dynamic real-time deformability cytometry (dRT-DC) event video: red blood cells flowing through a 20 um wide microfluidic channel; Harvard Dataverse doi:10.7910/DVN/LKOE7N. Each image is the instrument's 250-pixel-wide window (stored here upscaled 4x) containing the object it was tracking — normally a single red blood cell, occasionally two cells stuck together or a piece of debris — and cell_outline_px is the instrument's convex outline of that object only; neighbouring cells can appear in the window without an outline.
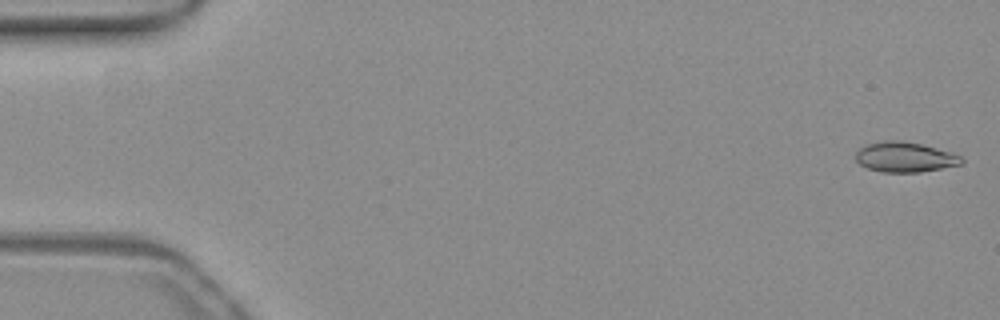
{"species": "common noctule bat (a hibernating species)", "species_latin": "Nyctalus noctula", "temperature_condition": "warm", "stored_images_in_passage": 53, "camera_frame_rate_fps": 3000, "um_per_image_px": 0.085, "animal": {"sex": "female", "body_mass_g": 19.3, "forearm_length_mm": 54.1}, "frame": {"image": 1, "passage_image": 1, "time_ms": 0.0, "image_size_px": [1000, 320], "cell_outline_px": [[964, 164], [920, 172], [880, 172], [868, 168], [860, 164], [856, 160], [856, 152], [860, 148], [868, 144], [880, 140], [900, 140], [920, 144], [952, 152], [960, 156], [964, 160]], "centroid_in_image_um": [76.93, 13.35], "position_along_channel_um": 8.1, "area_um2": 18.61}}
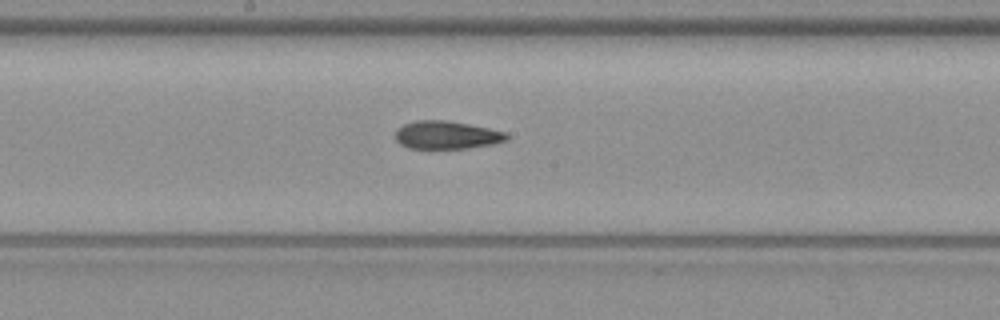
{"frame": {"image": 2, "passage_image": 28, "time_ms": 9.0, "image_size_px": [1000, 320], "cell_outline_px": [[508, 140], [492, 144], [464, 148], [408, 148], [400, 144], [396, 140], [396, 128], [404, 124], [416, 120], [448, 120], [488, 128], [504, 132], [508, 136]], "centroid_in_image_um": [37.93, 11.47], "position_along_channel_um": 210.3, "area_um2": 18.03}}
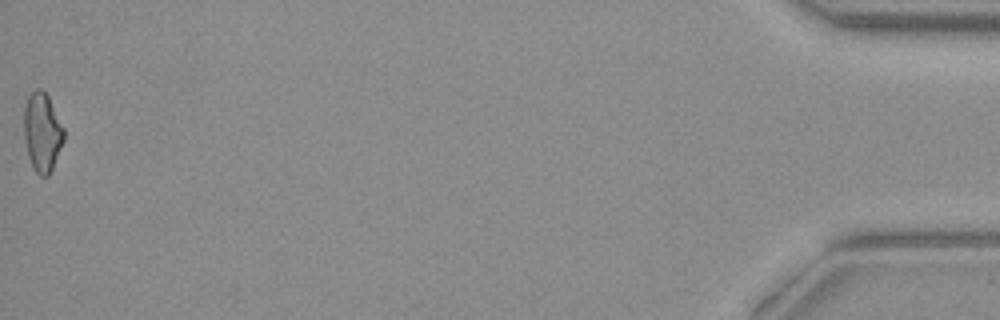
{"frame": {"image": 3, "passage_image": 53, "time_ms": 17.333, "image_size_px": [1000, 320], "cell_outline_px": [[64, 140], [52, 168], [48, 176], [40, 176], [32, 168], [28, 156], [24, 140], [24, 108], [28, 96], [36, 88], [40, 88], [48, 96], [64, 128]], "centroid_in_image_um": [3.58, 11.24], "position_along_channel_um": 431.6, "area_um2": 18.32}, "authors_computed_cell_mechanics": {"area_um2": 18.2648, "velocity_mm_per_s": 3.9043, "shape_relaxation_time_tau1_ms": null, "shape_relaxation_time_tau2_ms": 9.1701, "deformation_change_tau1": null, "deformation_change_tau2": 0.1958}}